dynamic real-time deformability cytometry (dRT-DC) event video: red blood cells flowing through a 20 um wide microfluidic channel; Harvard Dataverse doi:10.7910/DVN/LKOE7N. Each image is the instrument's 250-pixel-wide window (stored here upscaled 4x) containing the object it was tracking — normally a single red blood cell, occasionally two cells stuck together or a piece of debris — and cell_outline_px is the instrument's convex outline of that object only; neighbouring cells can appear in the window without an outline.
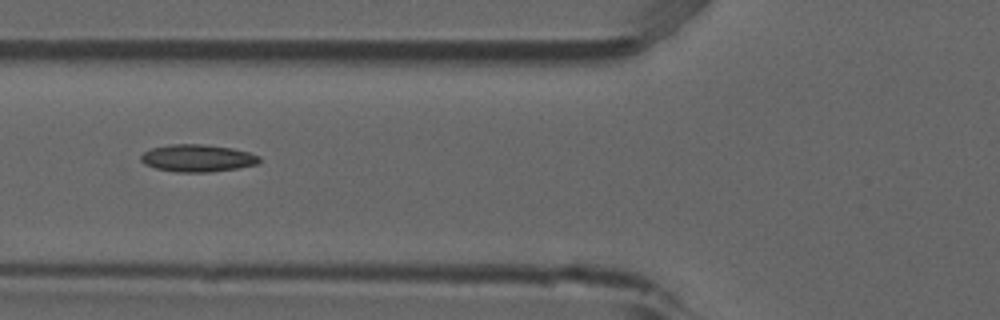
{"species": "common noctule bat (a hibernating species)", "species_latin": "Nyctalus noctula", "temperature_condition": "room temperature", "stored_images_in_passage": 7, "camera_frame_rate_fps": 3000, "um_per_image_px": 0.085, "animal": {"sex": "male", "forearm_length_mm": 52.5}, "frame": {"image": 1, "passage_image": 4, "time_ms": 1.0, "image_size_px": [1000, 320], "cell_outline_px": [[260, 160], [256, 164], [236, 168], [212, 172], [176, 172], [156, 168], [144, 164], [140, 160], [140, 156], [144, 152], [152, 148], [172, 144], [200, 144], [232, 148], [248, 152], [260, 156]], "centroid_in_image_um": [16.76, 13.44], "position_along_channel_um": 109.0, "area_um2": 18.73}}
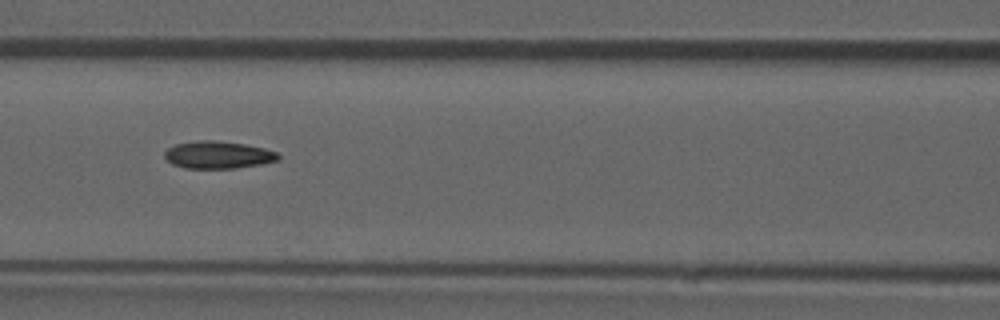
{"frame": {"image": 2, "passage_image": 5, "time_ms": 1.333, "image_size_px": [1000, 320], "cell_outline_px": [[280, 160], [260, 164], [236, 168], [184, 168], [172, 164], [164, 156], [164, 152], [168, 148], [176, 144], [200, 140], [212, 140], [244, 144], [264, 148], [276, 152], [280, 156]], "centroid_in_image_um": [18.53, 13.17], "position_along_channel_um": 148.1, "area_um2": 18.03}}